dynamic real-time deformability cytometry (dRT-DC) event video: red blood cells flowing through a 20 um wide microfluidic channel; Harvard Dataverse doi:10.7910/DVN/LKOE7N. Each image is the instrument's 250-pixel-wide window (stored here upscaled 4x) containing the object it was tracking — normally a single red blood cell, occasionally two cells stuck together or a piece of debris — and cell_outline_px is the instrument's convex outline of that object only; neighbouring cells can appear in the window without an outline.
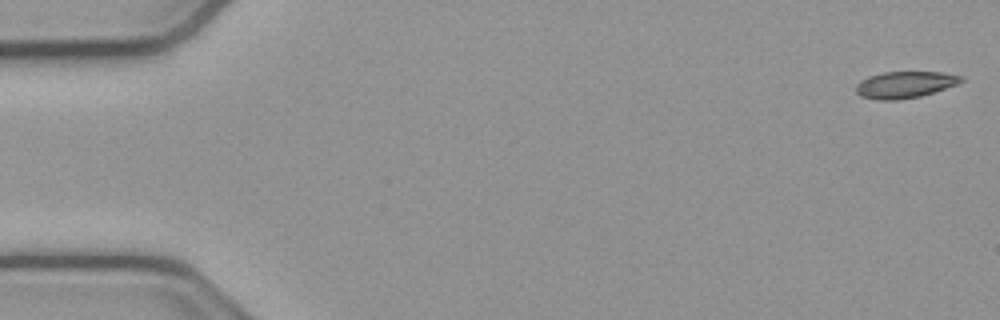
{"species": "common noctule bat (a hibernating species)", "species_latin": "Nyctalus noctula", "temperature_condition": "cold", "stored_images_in_passage": 53, "camera_frame_rate_fps": 3000, "um_per_image_px": 0.085, "animal": {"sex": "male", "body_mass_g": 23.1, "forearm_length_mm": 52.7}, "frame": {"image": 1, "passage_image": 1, "time_ms": 0.0, "image_size_px": [1000, 320], "cell_outline_px": [[964, 80], [956, 84], [920, 96], [896, 100], [876, 100], [860, 96], [856, 92], [856, 84], [860, 80], [868, 76], [884, 72], [944, 72], [964, 76]], "centroid_in_image_um": [76.88, 7.19], "position_along_channel_um": 8.1, "area_um2": 16.3}}
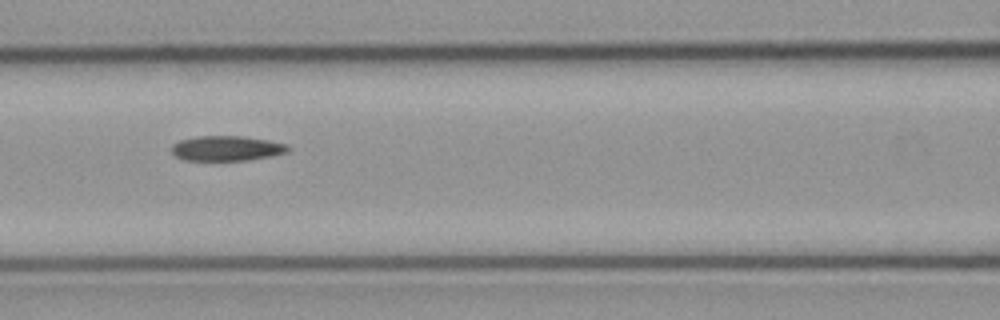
{"frame": {"image": 2, "passage_image": 23, "time_ms": 7.333, "image_size_px": [1000, 320], "cell_outline_px": [[292, 148], [288, 152], [272, 156], [248, 160], [184, 160], [176, 156], [172, 152], [172, 144], [180, 140], [196, 136], [244, 136], [268, 140], [288, 144]], "centroid_in_image_um": [19.31, 12.6], "position_along_channel_um": 147.3, "area_um2": 17.11}}
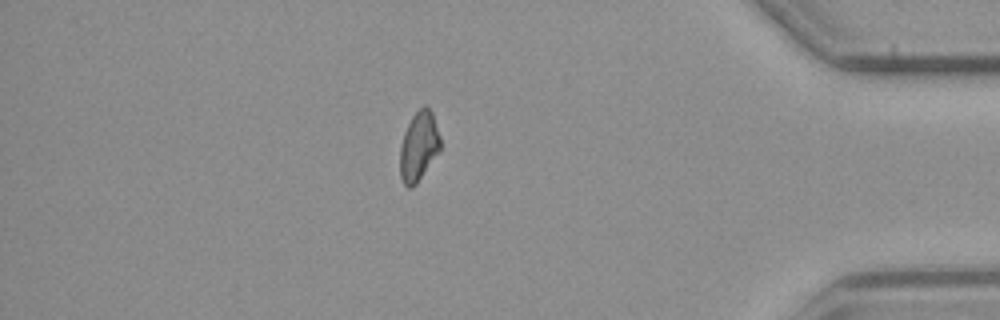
{"frame": {"image": 3, "passage_image": 46, "time_ms": 15.0, "image_size_px": [1000, 320], "cell_outline_px": [[440, 152], [416, 184], [412, 188], [408, 188], [404, 184], [400, 176], [400, 144], [404, 132], [412, 116], [424, 104], [432, 112], [440, 136]], "centroid_in_image_um": [35.59, 12.45], "position_along_channel_um": 399.6, "area_um2": 16.42}}